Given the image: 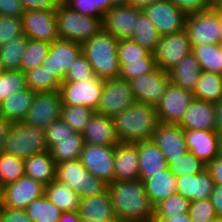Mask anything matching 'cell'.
Returning <instances> with one entry per match:
<instances>
[{
  "label": "cell",
  "mask_w": 222,
  "mask_h": 222,
  "mask_svg": "<svg viewBox=\"0 0 222 222\" xmlns=\"http://www.w3.org/2000/svg\"><path fill=\"white\" fill-rule=\"evenodd\" d=\"M111 204L119 222H152L154 206L142 180L113 181L108 185Z\"/></svg>",
  "instance_id": "1"
},
{
  "label": "cell",
  "mask_w": 222,
  "mask_h": 222,
  "mask_svg": "<svg viewBox=\"0 0 222 222\" xmlns=\"http://www.w3.org/2000/svg\"><path fill=\"white\" fill-rule=\"evenodd\" d=\"M120 143L149 141L159 123L155 107L135 101L112 118Z\"/></svg>",
  "instance_id": "2"
},
{
  "label": "cell",
  "mask_w": 222,
  "mask_h": 222,
  "mask_svg": "<svg viewBox=\"0 0 222 222\" xmlns=\"http://www.w3.org/2000/svg\"><path fill=\"white\" fill-rule=\"evenodd\" d=\"M117 47L118 39L104 30L82 44V53L98 78L106 80L119 76Z\"/></svg>",
  "instance_id": "3"
},
{
  "label": "cell",
  "mask_w": 222,
  "mask_h": 222,
  "mask_svg": "<svg viewBox=\"0 0 222 222\" xmlns=\"http://www.w3.org/2000/svg\"><path fill=\"white\" fill-rule=\"evenodd\" d=\"M55 13L60 39L83 44L102 30L101 19L83 15L66 4L57 5Z\"/></svg>",
  "instance_id": "4"
},
{
  "label": "cell",
  "mask_w": 222,
  "mask_h": 222,
  "mask_svg": "<svg viewBox=\"0 0 222 222\" xmlns=\"http://www.w3.org/2000/svg\"><path fill=\"white\" fill-rule=\"evenodd\" d=\"M49 151L45 130L14 122L8 131L4 151L25 160L28 157Z\"/></svg>",
  "instance_id": "5"
},
{
  "label": "cell",
  "mask_w": 222,
  "mask_h": 222,
  "mask_svg": "<svg viewBox=\"0 0 222 222\" xmlns=\"http://www.w3.org/2000/svg\"><path fill=\"white\" fill-rule=\"evenodd\" d=\"M56 180L67 184L81 198L102 194L108 189V184L92 175L79 159L56 164Z\"/></svg>",
  "instance_id": "6"
},
{
  "label": "cell",
  "mask_w": 222,
  "mask_h": 222,
  "mask_svg": "<svg viewBox=\"0 0 222 222\" xmlns=\"http://www.w3.org/2000/svg\"><path fill=\"white\" fill-rule=\"evenodd\" d=\"M185 31L191 47L205 44H222V19L220 12L211 9L187 15Z\"/></svg>",
  "instance_id": "7"
},
{
  "label": "cell",
  "mask_w": 222,
  "mask_h": 222,
  "mask_svg": "<svg viewBox=\"0 0 222 222\" xmlns=\"http://www.w3.org/2000/svg\"><path fill=\"white\" fill-rule=\"evenodd\" d=\"M134 102L135 98L128 80L119 77L106 79L95 112L113 118Z\"/></svg>",
  "instance_id": "8"
},
{
  "label": "cell",
  "mask_w": 222,
  "mask_h": 222,
  "mask_svg": "<svg viewBox=\"0 0 222 222\" xmlns=\"http://www.w3.org/2000/svg\"><path fill=\"white\" fill-rule=\"evenodd\" d=\"M104 87V79L95 74L81 82H63L59 93L62 105H83L96 111Z\"/></svg>",
  "instance_id": "9"
},
{
  "label": "cell",
  "mask_w": 222,
  "mask_h": 222,
  "mask_svg": "<svg viewBox=\"0 0 222 222\" xmlns=\"http://www.w3.org/2000/svg\"><path fill=\"white\" fill-rule=\"evenodd\" d=\"M61 96L59 91L35 93L24 124L45 130L60 118Z\"/></svg>",
  "instance_id": "10"
},
{
  "label": "cell",
  "mask_w": 222,
  "mask_h": 222,
  "mask_svg": "<svg viewBox=\"0 0 222 222\" xmlns=\"http://www.w3.org/2000/svg\"><path fill=\"white\" fill-rule=\"evenodd\" d=\"M191 51L192 47L185 30L160 36L153 53L156 67L169 72Z\"/></svg>",
  "instance_id": "11"
},
{
  "label": "cell",
  "mask_w": 222,
  "mask_h": 222,
  "mask_svg": "<svg viewBox=\"0 0 222 222\" xmlns=\"http://www.w3.org/2000/svg\"><path fill=\"white\" fill-rule=\"evenodd\" d=\"M115 149L108 145L84 144L79 160L92 175L109 185L114 181Z\"/></svg>",
  "instance_id": "12"
},
{
  "label": "cell",
  "mask_w": 222,
  "mask_h": 222,
  "mask_svg": "<svg viewBox=\"0 0 222 222\" xmlns=\"http://www.w3.org/2000/svg\"><path fill=\"white\" fill-rule=\"evenodd\" d=\"M81 53L82 44L59 38L51 43L42 67L62 84L70 66Z\"/></svg>",
  "instance_id": "13"
},
{
  "label": "cell",
  "mask_w": 222,
  "mask_h": 222,
  "mask_svg": "<svg viewBox=\"0 0 222 222\" xmlns=\"http://www.w3.org/2000/svg\"><path fill=\"white\" fill-rule=\"evenodd\" d=\"M193 100V91L170 82L159 103L155 106L159 122L179 124Z\"/></svg>",
  "instance_id": "14"
},
{
  "label": "cell",
  "mask_w": 222,
  "mask_h": 222,
  "mask_svg": "<svg viewBox=\"0 0 222 222\" xmlns=\"http://www.w3.org/2000/svg\"><path fill=\"white\" fill-rule=\"evenodd\" d=\"M130 85L135 101L156 106L169 85V72L156 67L152 72L131 79Z\"/></svg>",
  "instance_id": "15"
},
{
  "label": "cell",
  "mask_w": 222,
  "mask_h": 222,
  "mask_svg": "<svg viewBox=\"0 0 222 222\" xmlns=\"http://www.w3.org/2000/svg\"><path fill=\"white\" fill-rule=\"evenodd\" d=\"M157 28L160 36L185 30L187 14L169 0H158L143 10Z\"/></svg>",
  "instance_id": "16"
},
{
  "label": "cell",
  "mask_w": 222,
  "mask_h": 222,
  "mask_svg": "<svg viewBox=\"0 0 222 222\" xmlns=\"http://www.w3.org/2000/svg\"><path fill=\"white\" fill-rule=\"evenodd\" d=\"M3 207L24 210L31 202L44 195L45 185L23 175L16 182L1 188Z\"/></svg>",
  "instance_id": "17"
},
{
  "label": "cell",
  "mask_w": 222,
  "mask_h": 222,
  "mask_svg": "<svg viewBox=\"0 0 222 222\" xmlns=\"http://www.w3.org/2000/svg\"><path fill=\"white\" fill-rule=\"evenodd\" d=\"M23 33L33 40L53 43L59 39L55 10L24 11Z\"/></svg>",
  "instance_id": "18"
},
{
  "label": "cell",
  "mask_w": 222,
  "mask_h": 222,
  "mask_svg": "<svg viewBox=\"0 0 222 222\" xmlns=\"http://www.w3.org/2000/svg\"><path fill=\"white\" fill-rule=\"evenodd\" d=\"M140 11L130 5L114 6L103 15L102 30L118 40L130 39L136 29V17Z\"/></svg>",
  "instance_id": "19"
},
{
  "label": "cell",
  "mask_w": 222,
  "mask_h": 222,
  "mask_svg": "<svg viewBox=\"0 0 222 222\" xmlns=\"http://www.w3.org/2000/svg\"><path fill=\"white\" fill-rule=\"evenodd\" d=\"M151 140L159 147L166 161H173L188 152L184 130L178 124L159 122Z\"/></svg>",
  "instance_id": "20"
},
{
  "label": "cell",
  "mask_w": 222,
  "mask_h": 222,
  "mask_svg": "<svg viewBox=\"0 0 222 222\" xmlns=\"http://www.w3.org/2000/svg\"><path fill=\"white\" fill-rule=\"evenodd\" d=\"M188 151L193 153L206 165L220 154V136L215 131H184Z\"/></svg>",
  "instance_id": "21"
},
{
  "label": "cell",
  "mask_w": 222,
  "mask_h": 222,
  "mask_svg": "<svg viewBox=\"0 0 222 222\" xmlns=\"http://www.w3.org/2000/svg\"><path fill=\"white\" fill-rule=\"evenodd\" d=\"M84 144L116 147L118 139L112 118L94 112L82 132Z\"/></svg>",
  "instance_id": "22"
},
{
  "label": "cell",
  "mask_w": 222,
  "mask_h": 222,
  "mask_svg": "<svg viewBox=\"0 0 222 222\" xmlns=\"http://www.w3.org/2000/svg\"><path fill=\"white\" fill-rule=\"evenodd\" d=\"M215 106L212 102L194 99L178 124L184 131H215Z\"/></svg>",
  "instance_id": "23"
},
{
  "label": "cell",
  "mask_w": 222,
  "mask_h": 222,
  "mask_svg": "<svg viewBox=\"0 0 222 222\" xmlns=\"http://www.w3.org/2000/svg\"><path fill=\"white\" fill-rule=\"evenodd\" d=\"M176 179L177 193L190 202L210 198L215 186V182L207 169L199 174L182 175Z\"/></svg>",
  "instance_id": "24"
},
{
  "label": "cell",
  "mask_w": 222,
  "mask_h": 222,
  "mask_svg": "<svg viewBox=\"0 0 222 222\" xmlns=\"http://www.w3.org/2000/svg\"><path fill=\"white\" fill-rule=\"evenodd\" d=\"M78 214L86 220L119 222L114 214L108 189L102 194L81 198Z\"/></svg>",
  "instance_id": "25"
},
{
  "label": "cell",
  "mask_w": 222,
  "mask_h": 222,
  "mask_svg": "<svg viewBox=\"0 0 222 222\" xmlns=\"http://www.w3.org/2000/svg\"><path fill=\"white\" fill-rule=\"evenodd\" d=\"M139 179L137 143H119L115 149L114 181Z\"/></svg>",
  "instance_id": "26"
},
{
  "label": "cell",
  "mask_w": 222,
  "mask_h": 222,
  "mask_svg": "<svg viewBox=\"0 0 222 222\" xmlns=\"http://www.w3.org/2000/svg\"><path fill=\"white\" fill-rule=\"evenodd\" d=\"M139 156V179L144 181L151 178L152 175L160 173L168 168L165 156L159 147L152 141H144L137 143Z\"/></svg>",
  "instance_id": "27"
},
{
  "label": "cell",
  "mask_w": 222,
  "mask_h": 222,
  "mask_svg": "<svg viewBox=\"0 0 222 222\" xmlns=\"http://www.w3.org/2000/svg\"><path fill=\"white\" fill-rule=\"evenodd\" d=\"M145 192L153 206L177 193V179L169 168L143 181Z\"/></svg>",
  "instance_id": "28"
},
{
  "label": "cell",
  "mask_w": 222,
  "mask_h": 222,
  "mask_svg": "<svg viewBox=\"0 0 222 222\" xmlns=\"http://www.w3.org/2000/svg\"><path fill=\"white\" fill-rule=\"evenodd\" d=\"M201 72L199 61L191 51L169 71L170 81L178 87L193 91Z\"/></svg>",
  "instance_id": "29"
},
{
  "label": "cell",
  "mask_w": 222,
  "mask_h": 222,
  "mask_svg": "<svg viewBox=\"0 0 222 222\" xmlns=\"http://www.w3.org/2000/svg\"><path fill=\"white\" fill-rule=\"evenodd\" d=\"M35 92L30 88L9 95L0 103V116L14 122H22L31 106Z\"/></svg>",
  "instance_id": "30"
},
{
  "label": "cell",
  "mask_w": 222,
  "mask_h": 222,
  "mask_svg": "<svg viewBox=\"0 0 222 222\" xmlns=\"http://www.w3.org/2000/svg\"><path fill=\"white\" fill-rule=\"evenodd\" d=\"M25 175L43 185L56 179V163L49 151L32 155L24 160Z\"/></svg>",
  "instance_id": "31"
},
{
  "label": "cell",
  "mask_w": 222,
  "mask_h": 222,
  "mask_svg": "<svg viewBox=\"0 0 222 222\" xmlns=\"http://www.w3.org/2000/svg\"><path fill=\"white\" fill-rule=\"evenodd\" d=\"M44 195L63 212L79 209L81 196L56 179L45 186Z\"/></svg>",
  "instance_id": "32"
},
{
  "label": "cell",
  "mask_w": 222,
  "mask_h": 222,
  "mask_svg": "<svg viewBox=\"0 0 222 222\" xmlns=\"http://www.w3.org/2000/svg\"><path fill=\"white\" fill-rule=\"evenodd\" d=\"M130 39L141 47H144L151 54L155 52L160 40V34L143 10L136 17V29Z\"/></svg>",
  "instance_id": "33"
},
{
  "label": "cell",
  "mask_w": 222,
  "mask_h": 222,
  "mask_svg": "<svg viewBox=\"0 0 222 222\" xmlns=\"http://www.w3.org/2000/svg\"><path fill=\"white\" fill-rule=\"evenodd\" d=\"M194 99L216 103L222 99V75L202 71L198 77Z\"/></svg>",
  "instance_id": "34"
},
{
  "label": "cell",
  "mask_w": 222,
  "mask_h": 222,
  "mask_svg": "<svg viewBox=\"0 0 222 222\" xmlns=\"http://www.w3.org/2000/svg\"><path fill=\"white\" fill-rule=\"evenodd\" d=\"M84 146L82 133L75 132L73 138L55 139V145L49 150L56 164L79 159Z\"/></svg>",
  "instance_id": "35"
},
{
  "label": "cell",
  "mask_w": 222,
  "mask_h": 222,
  "mask_svg": "<svg viewBox=\"0 0 222 222\" xmlns=\"http://www.w3.org/2000/svg\"><path fill=\"white\" fill-rule=\"evenodd\" d=\"M192 52L198 59L202 71L222 75V44L194 46Z\"/></svg>",
  "instance_id": "36"
},
{
  "label": "cell",
  "mask_w": 222,
  "mask_h": 222,
  "mask_svg": "<svg viewBox=\"0 0 222 222\" xmlns=\"http://www.w3.org/2000/svg\"><path fill=\"white\" fill-rule=\"evenodd\" d=\"M27 42L28 37L24 34L0 46V58L4 70H20L21 59L25 52Z\"/></svg>",
  "instance_id": "37"
},
{
  "label": "cell",
  "mask_w": 222,
  "mask_h": 222,
  "mask_svg": "<svg viewBox=\"0 0 222 222\" xmlns=\"http://www.w3.org/2000/svg\"><path fill=\"white\" fill-rule=\"evenodd\" d=\"M24 211L33 222H59L63 212L45 195L31 202Z\"/></svg>",
  "instance_id": "38"
},
{
  "label": "cell",
  "mask_w": 222,
  "mask_h": 222,
  "mask_svg": "<svg viewBox=\"0 0 222 222\" xmlns=\"http://www.w3.org/2000/svg\"><path fill=\"white\" fill-rule=\"evenodd\" d=\"M27 87L35 93L59 91L61 83L42 66L25 71Z\"/></svg>",
  "instance_id": "39"
},
{
  "label": "cell",
  "mask_w": 222,
  "mask_h": 222,
  "mask_svg": "<svg viewBox=\"0 0 222 222\" xmlns=\"http://www.w3.org/2000/svg\"><path fill=\"white\" fill-rule=\"evenodd\" d=\"M51 43L28 38L25 52L21 59L20 70H27L40 67L49 53Z\"/></svg>",
  "instance_id": "40"
},
{
  "label": "cell",
  "mask_w": 222,
  "mask_h": 222,
  "mask_svg": "<svg viewBox=\"0 0 222 222\" xmlns=\"http://www.w3.org/2000/svg\"><path fill=\"white\" fill-rule=\"evenodd\" d=\"M25 175L24 160L6 152L0 153V188Z\"/></svg>",
  "instance_id": "41"
},
{
  "label": "cell",
  "mask_w": 222,
  "mask_h": 222,
  "mask_svg": "<svg viewBox=\"0 0 222 222\" xmlns=\"http://www.w3.org/2000/svg\"><path fill=\"white\" fill-rule=\"evenodd\" d=\"M95 110L83 105H62L60 118L75 132L82 133Z\"/></svg>",
  "instance_id": "42"
},
{
  "label": "cell",
  "mask_w": 222,
  "mask_h": 222,
  "mask_svg": "<svg viewBox=\"0 0 222 222\" xmlns=\"http://www.w3.org/2000/svg\"><path fill=\"white\" fill-rule=\"evenodd\" d=\"M167 163L176 178L187 174H199L207 169V165L190 151L173 161H167Z\"/></svg>",
  "instance_id": "43"
},
{
  "label": "cell",
  "mask_w": 222,
  "mask_h": 222,
  "mask_svg": "<svg viewBox=\"0 0 222 222\" xmlns=\"http://www.w3.org/2000/svg\"><path fill=\"white\" fill-rule=\"evenodd\" d=\"M27 88L25 72L4 70L0 73V103L9 95Z\"/></svg>",
  "instance_id": "44"
},
{
  "label": "cell",
  "mask_w": 222,
  "mask_h": 222,
  "mask_svg": "<svg viewBox=\"0 0 222 222\" xmlns=\"http://www.w3.org/2000/svg\"><path fill=\"white\" fill-rule=\"evenodd\" d=\"M190 201L179 193L172 194L154 206V217H171L188 213Z\"/></svg>",
  "instance_id": "45"
},
{
  "label": "cell",
  "mask_w": 222,
  "mask_h": 222,
  "mask_svg": "<svg viewBox=\"0 0 222 222\" xmlns=\"http://www.w3.org/2000/svg\"><path fill=\"white\" fill-rule=\"evenodd\" d=\"M117 56L119 65L127 62L140 61L142 58H154L153 54L131 39L118 40Z\"/></svg>",
  "instance_id": "46"
},
{
  "label": "cell",
  "mask_w": 222,
  "mask_h": 222,
  "mask_svg": "<svg viewBox=\"0 0 222 222\" xmlns=\"http://www.w3.org/2000/svg\"><path fill=\"white\" fill-rule=\"evenodd\" d=\"M156 68L154 58H142L140 61L127 62L120 65L119 78L130 81L144 74L152 72Z\"/></svg>",
  "instance_id": "47"
},
{
  "label": "cell",
  "mask_w": 222,
  "mask_h": 222,
  "mask_svg": "<svg viewBox=\"0 0 222 222\" xmlns=\"http://www.w3.org/2000/svg\"><path fill=\"white\" fill-rule=\"evenodd\" d=\"M188 214L193 222H209L217 217L210 198L190 202Z\"/></svg>",
  "instance_id": "48"
},
{
  "label": "cell",
  "mask_w": 222,
  "mask_h": 222,
  "mask_svg": "<svg viewBox=\"0 0 222 222\" xmlns=\"http://www.w3.org/2000/svg\"><path fill=\"white\" fill-rule=\"evenodd\" d=\"M24 35L21 17L0 16V46Z\"/></svg>",
  "instance_id": "49"
},
{
  "label": "cell",
  "mask_w": 222,
  "mask_h": 222,
  "mask_svg": "<svg viewBox=\"0 0 222 222\" xmlns=\"http://www.w3.org/2000/svg\"><path fill=\"white\" fill-rule=\"evenodd\" d=\"M93 75L94 72L91 64L86 56L81 53L73 62V65L70 66V69L64 78V82H81L85 78H90Z\"/></svg>",
  "instance_id": "50"
},
{
  "label": "cell",
  "mask_w": 222,
  "mask_h": 222,
  "mask_svg": "<svg viewBox=\"0 0 222 222\" xmlns=\"http://www.w3.org/2000/svg\"><path fill=\"white\" fill-rule=\"evenodd\" d=\"M75 131L61 118L55 120L45 129L48 150L55 145V139L73 138Z\"/></svg>",
  "instance_id": "51"
},
{
  "label": "cell",
  "mask_w": 222,
  "mask_h": 222,
  "mask_svg": "<svg viewBox=\"0 0 222 222\" xmlns=\"http://www.w3.org/2000/svg\"><path fill=\"white\" fill-rule=\"evenodd\" d=\"M169 1L187 15L206 11L214 6L211 0H169Z\"/></svg>",
  "instance_id": "52"
},
{
  "label": "cell",
  "mask_w": 222,
  "mask_h": 222,
  "mask_svg": "<svg viewBox=\"0 0 222 222\" xmlns=\"http://www.w3.org/2000/svg\"><path fill=\"white\" fill-rule=\"evenodd\" d=\"M66 5L83 15L103 19V14L94 5V0H68Z\"/></svg>",
  "instance_id": "53"
},
{
  "label": "cell",
  "mask_w": 222,
  "mask_h": 222,
  "mask_svg": "<svg viewBox=\"0 0 222 222\" xmlns=\"http://www.w3.org/2000/svg\"><path fill=\"white\" fill-rule=\"evenodd\" d=\"M23 13L20 0H0V16L22 17Z\"/></svg>",
  "instance_id": "54"
},
{
  "label": "cell",
  "mask_w": 222,
  "mask_h": 222,
  "mask_svg": "<svg viewBox=\"0 0 222 222\" xmlns=\"http://www.w3.org/2000/svg\"><path fill=\"white\" fill-rule=\"evenodd\" d=\"M0 222H33L24 210L3 207Z\"/></svg>",
  "instance_id": "55"
},
{
  "label": "cell",
  "mask_w": 222,
  "mask_h": 222,
  "mask_svg": "<svg viewBox=\"0 0 222 222\" xmlns=\"http://www.w3.org/2000/svg\"><path fill=\"white\" fill-rule=\"evenodd\" d=\"M24 11L33 10H55L51 0H20Z\"/></svg>",
  "instance_id": "56"
},
{
  "label": "cell",
  "mask_w": 222,
  "mask_h": 222,
  "mask_svg": "<svg viewBox=\"0 0 222 222\" xmlns=\"http://www.w3.org/2000/svg\"><path fill=\"white\" fill-rule=\"evenodd\" d=\"M207 170L210 172L215 184L222 185V155L219 154L213 161L207 164Z\"/></svg>",
  "instance_id": "57"
},
{
  "label": "cell",
  "mask_w": 222,
  "mask_h": 222,
  "mask_svg": "<svg viewBox=\"0 0 222 222\" xmlns=\"http://www.w3.org/2000/svg\"><path fill=\"white\" fill-rule=\"evenodd\" d=\"M210 200L215 208L217 217H222V185L215 184Z\"/></svg>",
  "instance_id": "58"
},
{
  "label": "cell",
  "mask_w": 222,
  "mask_h": 222,
  "mask_svg": "<svg viewBox=\"0 0 222 222\" xmlns=\"http://www.w3.org/2000/svg\"><path fill=\"white\" fill-rule=\"evenodd\" d=\"M12 122L2 116H0V153L4 151L5 140L8 136V131Z\"/></svg>",
  "instance_id": "59"
},
{
  "label": "cell",
  "mask_w": 222,
  "mask_h": 222,
  "mask_svg": "<svg viewBox=\"0 0 222 222\" xmlns=\"http://www.w3.org/2000/svg\"><path fill=\"white\" fill-rule=\"evenodd\" d=\"M152 222H193L188 213L171 217H153Z\"/></svg>",
  "instance_id": "60"
},
{
  "label": "cell",
  "mask_w": 222,
  "mask_h": 222,
  "mask_svg": "<svg viewBox=\"0 0 222 222\" xmlns=\"http://www.w3.org/2000/svg\"><path fill=\"white\" fill-rule=\"evenodd\" d=\"M215 106V132L222 136V99L216 103Z\"/></svg>",
  "instance_id": "61"
},
{
  "label": "cell",
  "mask_w": 222,
  "mask_h": 222,
  "mask_svg": "<svg viewBox=\"0 0 222 222\" xmlns=\"http://www.w3.org/2000/svg\"><path fill=\"white\" fill-rule=\"evenodd\" d=\"M78 211H66L62 212L59 222H79Z\"/></svg>",
  "instance_id": "62"
},
{
  "label": "cell",
  "mask_w": 222,
  "mask_h": 222,
  "mask_svg": "<svg viewBox=\"0 0 222 222\" xmlns=\"http://www.w3.org/2000/svg\"><path fill=\"white\" fill-rule=\"evenodd\" d=\"M94 5L103 15L114 7L111 0H94Z\"/></svg>",
  "instance_id": "63"
},
{
  "label": "cell",
  "mask_w": 222,
  "mask_h": 222,
  "mask_svg": "<svg viewBox=\"0 0 222 222\" xmlns=\"http://www.w3.org/2000/svg\"><path fill=\"white\" fill-rule=\"evenodd\" d=\"M158 0H129V5L136 9L144 10L147 6Z\"/></svg>",
  "instance_id": "64"
},
{
  "label": "cell",
  "mask_w": 222,
  "mask_h": 222,
  "mask_svg": "<svg viewBox=\"0 0 222 222\" xmlns=\"http://www.w3.org/2000/svg\"><path fill=\"white\" fill-rule=\"evenodd\" d=\"M114 6L129 5V0H111Z\"/></svg>",
  "instance_id": "65"
},
{
  "label": "cell",
  "mask_w": 222,
  "mask_h": 222,
  "mask_svg": "<svg viewBox=\"0 0 222 222\" xmlns=\"http://www.w3.org/2000/svg\"><path fill=\"white\" fill-rule=\"evenodd\" d=\"M55 6L66 4L68 0H51Z\"/></svg>",
  "instance_id": "66"
},
{
  "label": "cell",
  "mask_w": 222,
  "mask_h": 222,
  "mask_svg": "<svg viewBox=\"0 0 222 222\" xmlns=\"http://www.w3.org/2000/svg\"><path fill=\"white\" fill-rule=\"evenodd\" d=\"M3 208V195H2V190L0 188V212L2 211Z\"/></svg>",
  "instance_id": "67"
},
{
  "label": "cell",
  "mask_w": 222,
  "mask_h": 222,
  "mask_svg": "<svg viewBox=\"0 0 222 222\" xmlns=\"http://www.w3.org/2000/svg\"><path fill=\"white\" fill-rule=\"evenodd\" d=\"M221 14V19H222V4H218L214 6Z\"/></svg>",
  "instance_id": "68"
},
{
  "label": "cell",
  "mask_w": 222,
  "mask_h": 222,
  "mask_svg": "<svg viewBox=\"0 0 222 222\" xmlns=\"http://www.w3.org/2000/svg\"><path fill=\"white\" fill-rule=\"evenodd\" d=\"M211 2L214 6L218 4H222V0H211Z\"/></svg>",
  "instance_id": "69"
},
{
  "label": "cell",
  "mask_w": 222,
  "mask_h": 222,
  "mask_svg": "<svg viewBox=\"0 0 222 222\" xmlns=\"http://www.w3.org/2000/svg\"><path fill=\"white\" fill-rule=\"evenodd\" d=\"M209 222H222V217H216L215 219H213Z\"/></svg>",
  "instance_id": "70"
},
{
  "label": "cell",
  "mask_w": 222,
  "mask_h": 222,
  "mask_svg": "<svg viewBox=\"0 0 222 222\" xmlns=\"http://www.w3.org/2000/svg\"><path fill=\"white\" fill-rule=\"evenodd\" d=\"M79 222H100V221L86 220V219L80 218Z\"/></svg>",
  "instance_id": "71"
},
{
  "label": "cell",
  "mask_w": 222,
  "mask_h": 222,
  "mask_svg": "<svg viewBox=\"0 0 222 222\" xmlns=\"http://www.w3.org/2000/svg\"><path fill=\"white\" fill-rule=\"evenodd\" d=\"M4 71V67H3V64H2V60L0 58V73Z\"/></svg>",
  "instance_id": "72"
},
{
  "label": "cell",
  "mask_w": 222,
  "mask_h": 222,
  "mask_svg": "<svg viewBox=\"0 0 222 222\" xmlns=\"http://www.w3.org/2000/svg\"><path fill=\"white\" fill-rule=\"evenodd\" d=\"M220 154L222 155V136H220Z\"/></svg>",
  "instance_id": "73"
}]
</instances>
